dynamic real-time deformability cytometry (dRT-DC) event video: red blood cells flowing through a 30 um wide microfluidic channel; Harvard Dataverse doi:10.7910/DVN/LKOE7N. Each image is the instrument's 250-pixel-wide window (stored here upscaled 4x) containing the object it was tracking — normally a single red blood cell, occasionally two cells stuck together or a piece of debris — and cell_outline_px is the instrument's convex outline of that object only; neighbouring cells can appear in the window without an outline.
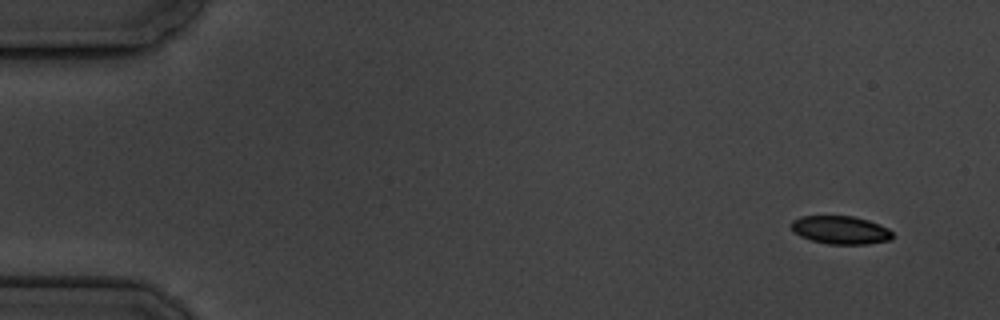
{"species": "common noctule bat (a hibernating species)", "species_latin": "Nyctalus noctula", "temperature_condition": "cold", "stored_images_in_passage": 7, "camera_frame_rate_fps": 3000, "um_per_image_px": 0.085, "animal": {"sex": "male", "body_mass_g": 19.5, "forearm_length_mm": 54.6}, "frame": {"image": 1, "passage_image": 1, "time_ms": 0.0, "image_size_px": [1000, 320], "cell_outline_px": [[892, 236], [888, 240], [868, 244], [828, 244], [812, 240], [800, 236], [792, 228], [792, 220], [800, 216], [852, 216], [868, 220], [880, 224], [888, 228], [892, 232]], "centroid_in_image_um": [71.45, 19.54], "position_along_channel_um": 13.5, "area_um2": 16.47}}
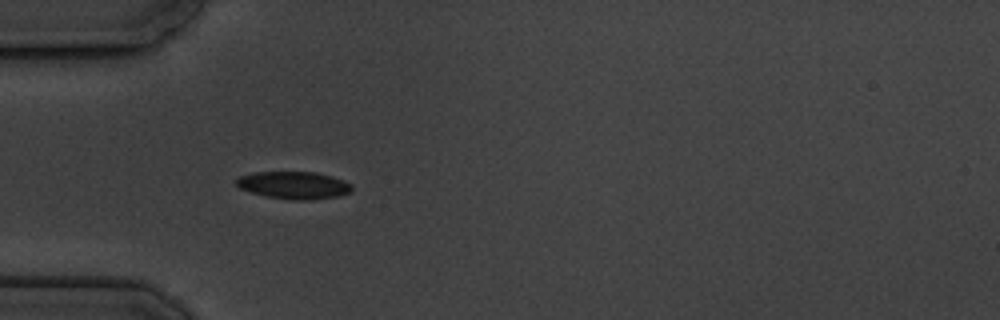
{"frame": {"image": 2, "passage_image": 5, "time_ms": 4.667, "image_size_px": [1000, 320], "cell_outline_px": [[352, 188], [348, 192], [336, 196], [304, 200], [292, 200], [264, 196], [240, 188], [236, 184], [236, 180], [240, 176], [256, 172], [316, 172], [332, 176], [344, 180], [352, 184]], "centroid_in_image_um": [24.97, 15.73], "position_along_channel_um": 60.0, "area_um2": 18.26}}
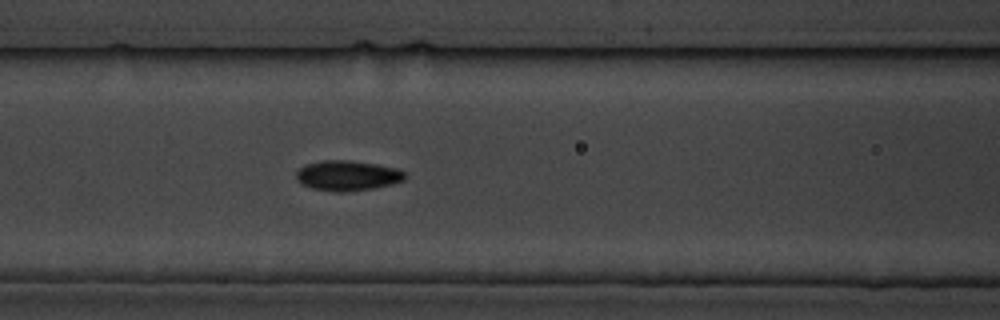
{"frame": {"image": 3, "passage_image": 7, "time_ms": 7.0, "image_size_px": [1000, 320], "cell_outline_px": [[404, 180], [392, 184], [372, 188], [344, 192], [336, 192], [312, 188], [300, 184], [296, 180], [296, 172], [304, 164], [324, 160], [348, 160], [376, 164], [400, 168], [404, 172]], "centroid_in_image_um": [29.51, 14.92], "position_along_channel_um": 137.1, "area_um2": 19.19}}